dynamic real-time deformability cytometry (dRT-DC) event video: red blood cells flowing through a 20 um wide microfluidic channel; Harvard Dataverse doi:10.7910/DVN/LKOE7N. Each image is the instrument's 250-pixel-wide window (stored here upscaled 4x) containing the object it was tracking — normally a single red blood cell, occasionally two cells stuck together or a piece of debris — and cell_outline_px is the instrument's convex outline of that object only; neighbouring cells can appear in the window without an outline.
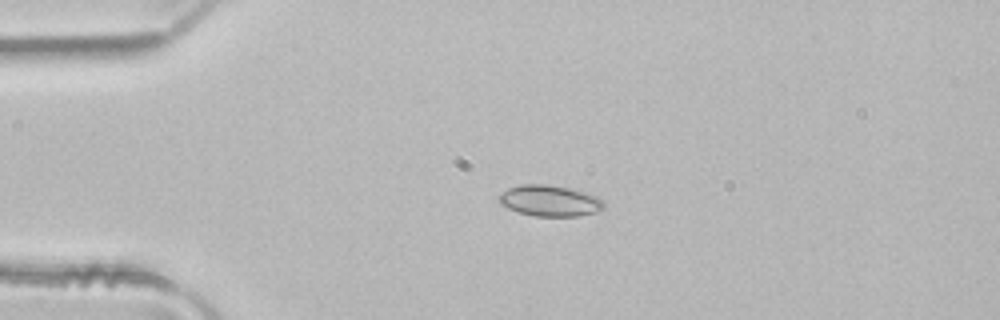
{"species": "common noctule bat (a hibernating species)", "species_latin": "Nyctalus noctula", "temperature_condition": "room temperature", "stored_images_in_passage": 3, "camera_frame_rate_fps": 3000, "um_per_image_px": 0.085, "animal": {"sex": "male", "body_mass_g": 21.5, "forearm_length_mm": 52.0}, "frame": {"image": 1, "passage_image": 2, "time_ms": 0.333, "image_size_px": [1000, 320], "cell_outline_px": [[604, 208], [580, 216], [532, 216], [508, 208], [500, 204], [500, 196], [508, 188], [520, 184], [548, 184], [568, 188], [596, 196], [604, 200]], "centroid_in_image_um": [46.73, 17.06], "position_along_channel_um": 38.3, "area_um2": 18.73}}